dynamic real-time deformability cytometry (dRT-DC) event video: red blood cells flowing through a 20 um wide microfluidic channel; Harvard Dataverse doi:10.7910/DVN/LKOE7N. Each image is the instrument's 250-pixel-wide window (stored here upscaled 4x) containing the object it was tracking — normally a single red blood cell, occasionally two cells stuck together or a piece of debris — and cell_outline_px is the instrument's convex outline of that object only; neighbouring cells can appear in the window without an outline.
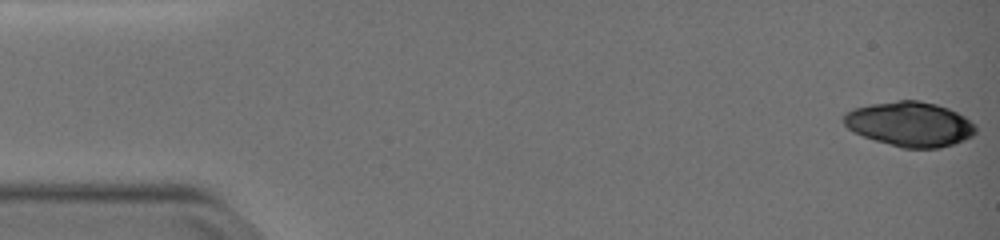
{"species": "common noctule bat (a hibernating species)", "species_latin": "Nyctalus noctula", "temperature_condition": "warm", "stored_images_in_passage": 42, "camera_frame_rate_fps": 3000, "um_per_image_px": 0.085, "animal": {"sex": "female", "body_mass_g": 19.0, "forearm_length_mm": 51.5}, "frame": {"image": 1, "passage_image": 1, "time_ms": 0.0, "image_size_px": [1000, 240], "cell_outline_px": [[976, 132], [972, 136], [964, 140], [940, 148], [904, 148], [876, 140], [864, 136], [848, 128], [844, 124], [844, 112], [852, 108], [872, 104], [896, 100], [920, 100], [936, 104], [948, 108], [964, 116], [976, 124]], "centroid_in_image_um": [77.36, 10.53], "position_along_channel_um": 7.6, "area_um2": 34.28}}
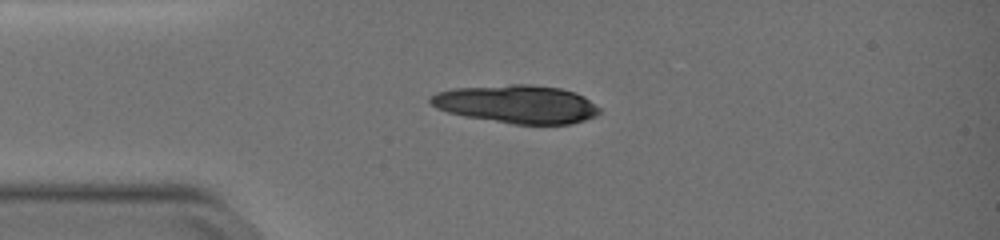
{"frame": {"image": 2, "passage_image": 13, "time_ms": 4.0, "image_size_px": [1000, 240], "cell_outline_px": [[600, 112], [596, 116], [572, 124], [512, 124], [464, 116], [448, 112], [436, 108], [428, 100], [428, 96], [436, 92], [452, 88], [508, 84], [528, 84], [560, 88], [576, 92], [584, 96], [600, 108]], "centroid_in_image_um": [43.91, 8.84], "position_along_channel_um": 41.1, "area_um2": 37.92}}